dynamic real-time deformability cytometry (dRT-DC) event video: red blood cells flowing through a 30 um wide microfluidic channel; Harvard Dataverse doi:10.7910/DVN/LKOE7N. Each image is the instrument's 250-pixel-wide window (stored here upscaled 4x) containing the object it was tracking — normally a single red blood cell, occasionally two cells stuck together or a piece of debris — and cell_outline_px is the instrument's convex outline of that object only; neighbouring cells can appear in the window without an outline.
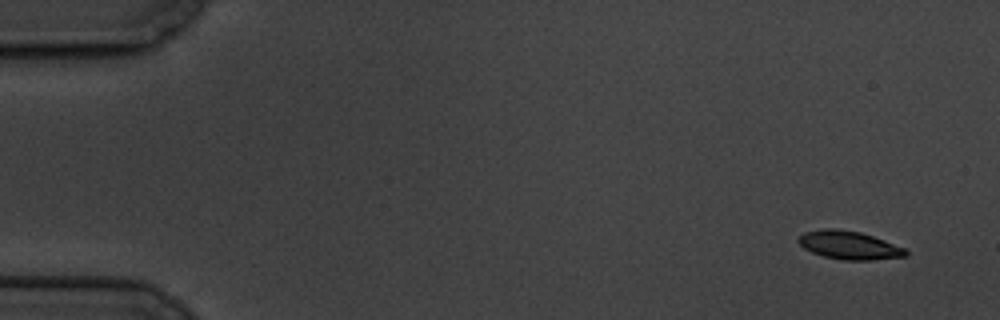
{"species": "common noctule bat (a hibernating species)", "species_latin": "Nyctalus noctula", "temperature_condition": "cold", "stored_images_in_passage": 11, "camera_frame_rate_fps": 3000, "um_per_image_px": 0.085, "animal": {"sex": "male", "body_mass_g": 19.5, "forearm_length_mm": 54.6}, "frame": {"image": 1, "passage_image": 1, "time_ms": 0.0, "image_size_px": [1000, 320], "cell_outline_px": [[908, 256], [872, 260], [844, 260], [824, 256], [812, 252], [804, 248], [796, 240], [804, 232], [824, 228], [836, 228], [860, 232], [884, 240], [904, 248], [908, 252]], "centroid_in_image_um": [72.17, 20.84], "position_along_channel_um": 12.8, "area_um2": 17.63}}
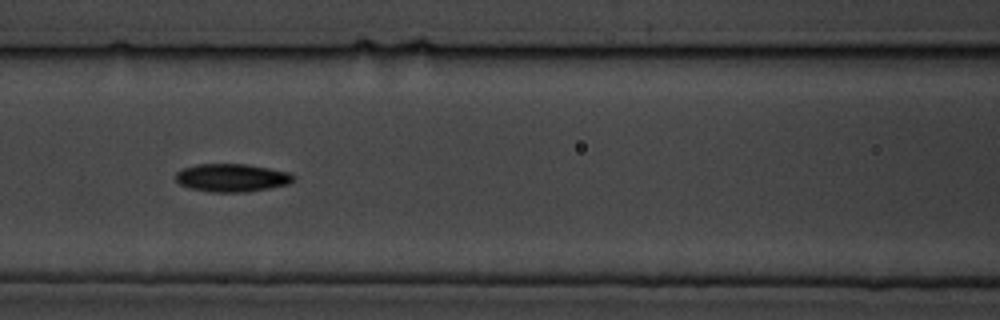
{"frame": {"image": 2, "passage_image": 7, "time_ms": 7.667, "image_size_px": [1000, 320], "cell_outline_px": [[296, 176], [288, 184], [248, 192], [212, 192], [192, 188], [180, 184], [176, 180], [176, 172], [184, 168], [200, 164], [244, 164], [268, 168], [288, 172]], "centroid_in_image_um": [19.71, 15.11], "position_along_channel_um": 146.9, "area_um2": 18.96}}
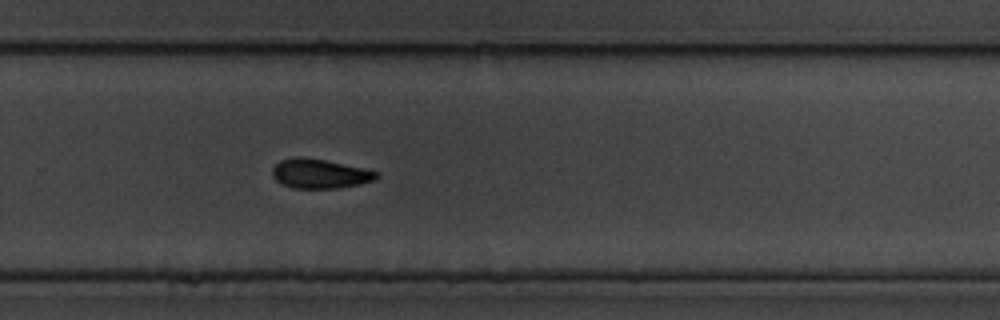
{"frame": {"image": 3, "passage_image": 11, "time_ms": 12.333, "image_size_px": [1000, 320], "cell_outline_px": [[380, 176], [376, 180], [360, 184], [340, 188], [292, 188], [276, 180], [272, 176], [272, 168], [280, 160], [296, 156], [300, 156], [324, 160], [364, 168], [380, 172]], "centroid_in_image_um": [27.21, 14.76], "position_along_channel_um": 302.6, "area_um2": 17.98}}